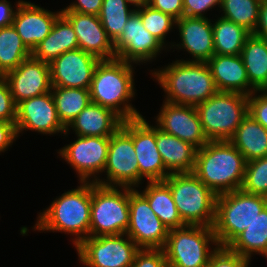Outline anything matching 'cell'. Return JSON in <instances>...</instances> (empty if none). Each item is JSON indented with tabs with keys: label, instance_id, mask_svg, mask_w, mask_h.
<instances>
[{
	"label": "cell",
	"instance_id": "4",
	"mask_svg": "<svg viewBox=\"0 0 267 267\" xmlns=\"http://www.w3.org/2000/svg\"><path fill=\"white\" fill-rule=\"evenodd\" d=\"M246 160L229 141H208L197 149L193 173L217 196L241 189Z\"/></svg>",
	"mask_w": 267,
	"mask_h": 267
},
{
	"label": "cell",
	"instance_id": "8",
	"mask_svg": "<svg viewBox=\"0 0 267 267\" xmlns=\"http://www.w3.org/2000/svg\"><path fill=\"white\" fill-rule=\"evenodd\" d=\"M195 107L209 141L230 140L248 114V96L218 91Z\"/></svg>",
	"mask_w": 267,
	"mask_h": 267
},
{
	"label": "cell",
	"instance_id": "41",
	"mask_svg": "<svg viewBox=\"0 0 267 267\" xmlns=\"http://www.w3.org/2000/svg\"><path fill=\"white\" fill-rule=\"evenodd\" d=\"M16 107L7 80L0 79V121L15 123Z\"/></svg>",
	"mask_w": 267,
	"mask_h": 267
},
{
	"label": "cell",
	"instance_id": "43",
	"mask_svg": "<svg viewBox=\"0 0 267 267\" xmlns=\"http://www.w3.org/2000/svg\"><path fill=\"white\" fill-rule=\"evenodd\" d=\"M149 6L170 15L175 20L184 16L183 0H150Z\"/></svg>",
	"mask_w": 267,
	"mask_h": 267
},
{
	"label": "cell",
	"instance_id": "5",
	"mask_svg": "<svg viewBox=\"0 0 267 267\" xmlns=\"http://www.w3.org/2000/svg\"><path fill=\"white\" fill-rule=\"evenodd\" d=\"M164 182L185 225L213 227L217 195L193 172L169 174Z\"/></svg>",
	"mask_w": 267,
	"mask_h": 267
},
{
	"label": "cell",
	"instance_id": "14",
	"mask_svg": "<svg viewBox=\"0 0 267 267\" xmlns=\"http://www.w3.org/2000/svg\"><path fill=\"white\" fill-rule=\"evenodd\" d=\"M114 48L116 59L138 66L151 64L160 54L169 53L168 49L145 29L136 11L129 17L123 34L114 43Z\"/></svg>",
	"mask_w": 267,
	"mask_h": 267
},
{
	"label": "cell",
	"instance_id": "42",
	"mask_svg": "<svg viewBox=\"0 0 267 267\" xmlns=\"http://www.w3.org/2000/svg\"><path fill=\"white\" fill-rule=\"evenodd\" d=\"M221 0H183L184 16L208 18L206 15L212 9H220Z\"/></svg>",
	"mask_w": 267,
	"mask_h": 267
},
{
	"label": "cell",
	"instance_id": "46",
	"mask_svg": "<svg viewBox=\"0 0 267 267\" xmlns=\"http://www.w3.org/2000/svg\"><path fill=\"white\" fill-rule=\"evenodd\" d=\"M23 0L11 3L9 0H0V28L13 25L17 8Z\"/></svg>",
	"mask_w": 267,
	"mask_h": 267
},
{
	"label": "cell",
	"instance_id": "12",
	"mask_svg": "<svg viewBox=\"0 0 267 267\" xmlns=\"http://www.w3.org/2000/svg\"><path fill=\"white\" fill-rule=\"evenodd\" d=\"M75 137L57 150V157L70 165L79 182H96L102 178L107 162L110 136Z\"/></svg>",
	"mask_w": 267,
	"mask_h": 267
},
{
	"label": "cell",
	"instance_id": "7",
	"mask_svg": "<svg viewBox=\"0 0 267 267\" xmlns=\"http://www.w3.org/2000/svg\"><path fill=\"white\" fill-rule=\"evenodd\" d=\"M218 246L213 227L185 225L169 230L163 250L168 267H206Z\"/></svg>",
	"mask_w": 267,
	"mask_h": 267
},
{
	"label": "cell",
	"instance_id": "1",
	"mask_svg": "<svg viewBox=\"0 0 267 267\" xmlns=\"http://www.w3.org/2000/svg\"><path fill=\"white\" fill-rule=\"evenodd\" d=\"M91 191L92 182H78L76 188L56 196L48 207L38 212L32 230L70 235L76 248L90 236Z\"/></svg>",
	"mask_w": 267,
	"mask_h": 267
},
{
	"label": "cell",
	"instance_id": "11",
	"mask_svg": "<svg viewBox=\"0 0 267 267\" xmlns=\"http://www.w3.org/2000/svg\"><path fill=\"white\" fill-rule=\"evenodd\" d=\"M74 249L83 267H131L140 250L127 234L89 236Z\"/></svg>",
	"mask_w": 267,
	"mask_h": 267
},
{
	"label": "cell",
	"instance_id": "13",
	"mask_svg": "<svg viewBox=\"0 0 267 267\" xmlns=\"http://www.w3.org/2000/svg\"><path fill=\"white\" fill-rule=\"evenodd\" d=\"M169 229L150 208L148 200L129 188V226L126 234L140 249H163Z\"/></svg>",
	"mask_w": 267,
	"mask_h": 267
},
{
	"label": "cell",
	"instance_id": "17",
	"mask_svg": "<svg viewBox=\"0 0 267 267\" xmlns=\"http://www.w3.org/2000/svg\"><path fill=\"white\" fill-rule=\"evenodd\" d=\"M175 29L178 32L177 43L173 41L168 51H185L191 58L177 59L183 61L207 62L214 55V39L212 19L185 17L176 20ZM179 41V42H178ZM172 49V50H171ZM176 49V50H175Z\"/></svg>",
	"mask_w": 267,
	"mask_h": 267
},
{
	"label": "cell",
	"instance_id": "37",
	"mask_svg": "<svg viewBox=\"0 0 267 267\" xmlns=\"http://www.w3.org/2000/svg\"><path fill=\"white\" fill-rule=\"evenodd\" d=\"M241 190L267 198V156L246 162Z\"/></svg>",
	"mask_w": 267,
	"mask_h": 267
},
{
	"label": "cell",
	"instance_id": "44",
	"mask_svg": "<svg viewBox=\"0 0 267 267\" xmlns=\"http://www.w3.org/2000/svg\"><path fill=\"white\" fill-rule=\"evenodd\" d=\"M103 0H75L65 6L61 11L79 12L82 14L99 15Z\"/></svg>",
	"mask_w": 267,
	"mask_h": 267
},
{
	"label": "cell",
	"instance_id": "40",
	"mask_svg": "<svg viewBox=\"0 0 267 267\" xmlns=\"http://www.w3.org/2000/svg\"><path fill=\"white\" fill-rule=\"evenodd\" d=\"M131 267H168L163 249H140Z\"/></svg>",
	"mask_w": 267,
	"mask_h": 267
},
{
	"label": "cell",
	"instance_id": "20",
	"mask_svg": "<svg viewBox=\"0 0 267 267\" xmlns=\"http://www.w3.org/2000/svg\"><path fill=\"white\" fill-rule=\"evenodd\" d=\"M13 100L17 105L23 100L51 91L49 63L32 56L22 61L5 75Z\"/></svg>",
	"mask_w": 267,
	"mask_h": 267
},
{
	"label": "cell",
	"instance_id": "25",
	"mask_svg": "<svg viewBox=\"0 0 267 267\" xmlns=\"http://www.w3.org/2000/svg\"><path fill=\"white\" fill-rule=\"evenodd\" d=\"M157 149L170 174L191 173L195 168L197 148L156 127Z\"/></svg>",
	"mask_w": 267,
	"mask_h": 267
},
{
	"label": "cell",
	"instance_id": "28",
	"mask_svg": "<svg viewBox=\"0 0 267 267\" xmlns=\"http://www.w3.org/2000/svg\"><path fill=\"white\" fill-rule=\"evenodd\" d=\"M240 55L250 85L256 91L267 90V40L251 33L247 37Z\"/></svg>",
	"mask_w": 267,
	"mask_h": 267
},
{
	"label": "cell",
	"instance_id": "39",
	"mask_svg": "<svg viewBox=\"0 0 267 267\" xmlns=\"http://www.w3.org/2000/svg\"><path fill=\"white\" fill-rule=\"evenodd\" d=\"M248 114L267 130V90L248 96Z\"/></svg>",
	"mask_w": 267,
	"mask_h": 267
},
{
	"label": "cell",
	"instance_id": "3",
	"mask_svg": "<svg viewBox=\"0 0 267 267\" xmlns=\"http://www.w3.org/2000/svg\"><path fill=\"white\" fill-rule=\"evenodd\" d=\"M153 69L149 73L163 90V101L197 106L218 92L206 62L176 58L172 63Z\"/></svg>",
	"mask_w": 267,
	"mask_h": 267
},
{
	"label": "cell",
	"instance_id": "23",
	"mask_svg": "<svg viewBox=\"0 0 267 267\" xmlns=\"http://www.w3.org/2000/svg\"><path fill=\"white\" fill-rule=\"evenodd\" d=\"M206 63L219 92H236L249 96L256 91L249 83L241 55L215 54Z\"/></svg>",
	"mask_w": 267,
	"mask_h": 267
},
{
	"label": "cell",
	"instance_id": "30",
	"mask_svg": "<svg viewBox=\"0 0 267 267\" xmlns=\"http://www.w3.org/2000/svg\"><path fill=\"white\" fill-rule=\"evenodd\" d=\"M228 247L250 261L267 252V206Z\"/></svg>",
	"mask_w": 267,
	"mask_h": 267
},
{
	"label": "cell",
	"instance_id": "2",
	"mask_svg": "<svg viewBox=\"0 0 267 267\" xmlns=\"http://www.w3.org/2000/svg\"><path fill=\"white\" fill-rule=\"evenodd\" d=\"M136 67L119 59L100 60L89 88L91 102L111 109L123 121L143 116L132 105L137 95L134 79Z\"/></svg>",
	"mask_w": 267,
	"mask_h": 267
},
{
	"label": "cell",
	"instance_id": "38",
	"mask_svg": "<svg viewBox=\"0 0 267 267\" xmlns=\"http://www.w3.org/2000/svg\"><path fill=\"white\" fill-rule=\"evenodd\" d=\"M251 262L229 247L218 246L206 267H250Z\"/></svg>",
	"mask_w": 267,
	"mask_h": 267
},
{
	"label": "cell",
	"instance_id": "19",
	"mask_svg": "<svg viewBox=\"0 0 267 267\" xmlns=\"http://www.w3.org/2000/svg\"><path fill=\"white\" fill-rule=\"evenodd\" d=\"M100 60L80 48L67 51L49 63L52 86L89 89Z\"/></svg>",
	"mask_w": 267,
	"mask_h": 267
},
{
	"label": "cell",
	"instance_id": "22",
	"mask_svg": "<svg viewBox=\"0 0 267 267\" xmlns=\"http://www.w3.org/2000/svg\"><path fill=\"white\" fill-rule=\"evenodd\" d=\"M61 9L53 12L30 1L23 0L16 10L13 26L22 42L32 52L51 32Z\"/></svg>",
	"mask_w": 267,
	"mask_h": 267
},
{
	"label": "cell",
	"instance_id": "9",
	"mask_svg": "<svg viewBox=\"0 0 267 267\" xmlns=\"http://www.w3.org/2000/svg\"><path fill=\"white\" fill-rule=\"evenodd\" d=\"M129 226V187L92 182L90 236L126 234Z\"/></svg>",
	"mask_w": 267,
	"mask_h": 267
},
{
	"label": "cell",
	"instance_id": "10",
	"mask_svg": "<svg viewBox=\"0 0 267 267\" xmlns=\"http://www.w3.org/2000/svg\"><path fill=\"white\" fill-rule=\"evenodd\" d=\"M105 174V175H104ZM103 178L96 183L104 186L139 187V166L133 144V119L122 122L110 136Z\"/></svg>",
	"mask_w": 267,
	"mask_h": 267
},
{
	"label": "cell",
	"instance_id": "26",
	"mask_svg": "<svg viewBox=\"0 0 267 267\" xmlns=\"http://www.w3.org/2000/svg\"><path fill=\"white\" fill-rule=\"evenodd\" d=\"M78 48L76 33L71 23L61 14L48 36L33 49L31 56L50 63L61 54Z\"/></svg>",
	"mask_w": 267,
	"mask_h": 267
},
{
	"label": "cell",
	"instance_id": "48",
	"mask_svg": "<svg viewBox=\"0 0 267 267\" xmlns=\"http://www.w3.org/2000/svg\"><path fill=\"white\" fill-rule=\"evenodd\" d=\"M127 3L132 6L135 10L148 6L150 4V0H126Z\"/></svg>",
	"mask_w": 267,
	"mask_h": 267
},
{
	"label": "cell",
	"instance_id": "18",
	"mask_svg": "<svg viewBox=\"0 0 267 267\" xmlns=\"http://www.w3.org/2000/svg\"><path fill=\"white\" fill-rule=\"evenodd\" d=\"M145 117L133 119V144L139 166V187L145 180L164 181L170 174L157 149L156 126Z\"/></svg>",
	"mask_w": 267,
	"mask_h": 267
},
{
	"label": "cell",
	"instance_id": "47",
	"mask_svg": "<svg viewBox=\"0 0 267 267\" xmlns=\"http://www.w3.org/2000/svg\"><path fill=\"white\" fill-rule=\"evenodd\" d=\"M254 34L267 40V0H261L259 20Z\"/></svg>",
	"mask_w": 267,
	"mask_h": 267
},
{
	"label": "cell",
	"instance_id": "36",
	"mask_svg": "<svg viewBox=\"0 0 267 267\" xmlns=\"http://www.w3.org/2000/svg\"><path fill=\"white\" fill-rule=\"evenodd\" d=\"M135 11L140 15L145 29L169 50L173 42L172 39L171 42L166 40V37L175 29L176 20L170 15L156 10L149 5L136 9Z\"/></svg>",
	"mask_w": 267,
	"mask_h": 267
},
{
	"label": "cell",
	"instance_id": "32",
	"mask_svg": "<svg viewBox=\"0 0 267 267\" xmlns=\"http://www.w3.org/2000/svg\"><path fill=\"white\" fill-rule=\"evenodd\" d=\"M51 93L58 118L65 128L91 102L89 89L52 86Z\"/></svg>",
	"mask_w": 267,
	"mask_h": 267
},
{
	"label": "cell",
	"instance_id": "50",
	"mask_svg": "<svg viewBox=\"0 0 267 267\" xmlns=\"http://www.w3.org/2000/svg\"><path fill=\"white\" fill-rule=\"evenodd\" d=\"M261 256H262V257H265V259L267 260V252L264 253V254H262Z\"/></svg>",
	"mask_w": 267,
	"mask_h": 267
},
{
	"label": "cell",
	"instance_id": "29",
	"mask_svg": "<svg viewBox=\"0 0 267 267\" xmlns=\"http://www.w3.org/2000/svg\"><path fill=\"white\" fill-rule=\"evenodd\" d=\"M141 190L136 188L149 202L161 222L170 230L185 226L173 200L170 187L164 181L146 182Z\"/></svg>",
	"mask_w": 267,
	"mask_h": 267
},
{
	"label": "cell",
	"instance_id": "31",
	"mask_svg": "<svg viewBox=\"0 0 267 267\" xmlns=\"http://www.w3.org/2000/svg\"><path fill=\"white\" fill-rule=\"evenodd\" d=\"M217 17V19H212L215 54L240 55L245 41L251 33L220 15Z\"/></svg>",
	"mask_w": 267,
	"mask_h": 267
},
{
	"label": "cell",
	"instance_id": "49",
	"mask_svg": "<svg viewBox=\"0 0 267 267\" xmlns=\"http://www.w3.org/2000/svg\"><path fill=\"white\" fill-rule=\"evenodd\" d=\"M5 78V74L0 70V79Z\"/></svg>",
	"mask_w": 267,
	"mask_h": 267
},
{
	"label": "cell",
	"instance_id": "16",
	"mask_svg": "<svg viewBox=\"0 0 267 267\" xmlns=\"http://www.w3.org/2000/svg\"><path fill=\"white\" fill-rule=\"evenodd\" d=\"M154 120L153 124L161 131L189 142L197 149L209 141L195 106L163 101Z\"/></svg>",
	"mask_w": 267,
	"mask_h": 267
},
{
	"label": "cell",
	"instance_id": "27",
	"mask_svg": "<svg viewBox=\"0 0 267 267\" xmlns=\"http://www.w3.org/2000/svg\"><path fill=\"white\" fill-rule=\"evenodd\" d=\"M229 141L247 162L267 156V130L249 114Z\"/></svg>",
	"mask_w": 267,
	"mask_h": 267
},
{
	"label": "cell",
	"instance_id": "15",
	"mask_svg": "<svg viewBox=\"0 0 267 267\" xmlns=\"http://www.w3.org/2000/svg\"><path fill=\"white\" fill-rule=\"evenodd\" d=\"M15 125L18 137L26 131L46 136L60 134L61 137L66 132L58 118L51 91L18 103Z\"/></svg>",
	"mask_w": 267,
	"mask_h": 267
},
{
	"label": "cell",
	"instance_id": "6",
	"mask_svg": "<svg viewBox=\"0 0 267 267\" xmlns=\"http://www.w3.org/2000/svg\"><path fill=\"white\" fill-rule=\"evenodd\" d=\"M266 206V197L241 189L218 195L213 230L219 246L228 247Z\"/></svg>",
	"mask_w": 267,
	"mask_h": 267
},
{
	"label": "cell",
	"instance_id": "24",
	"mask_svg": "<svg viewBox=\"0 0 267 267\" xmlns=\"http://www.w3.org/2000/svg\"><path fill=\"white\" fill-rule=\"evenodd\" d=\"M123 120L111 109L105 108L96 103L90 102L66 128L62 135L68 138V135L85 136H111L122 125Z\"/></svg>",
	"mask_w": 267,
	"mask_h": 267
},
{
	"label": "cell",
	"instance_id": "45",
	"mask_svg": "<svg viewBox=\"0 0 267 267\" xmlns=\"http://www.w3.org/2000/svg\"><path fill=\"white\" fill-rule=\"evenodd\" d=\"M19 138L15 123L0 121V155L8 151Z\"/></svg>",
	"mask_w": 267,
	"mask_h": 267
},
{
	"label": "cell",
	"instance_id": "34",
	"mask_svg": "<svg viewBox=\"0 0 267 267\" xmlns=\"http://www.w3.org/2000/svg\"><path fill=\"white\" fill-rule=\"evenodd\" d=\"M261 0H221V17L254 33L259 20Z\"/></svg>",
	"mask_w": 267,
	"mask_h": 267
},
{
	"label": "cell",
	"instance_id": "33",
	"mask_svg": "<svg viewBox=\"0 0 267 267\" xmlns=\"http://www.w3.org/2000/svg\"><path fill=\"white\" fill-rule=\"evenodd\" d=\"M29 57L31 51L22 42L15 27L0 28V70L6 75Z\"/></svg>",
	"mask_w": 267,
	"mask_h": 267
},
{
	"label": "cell",
	"instance_id": "21",
	"mask_svg": "<svg viewBox=\"0 0 267 267\" xmlns=\"http://www.w3.org/2000/svg\"><path fill=\"white\" fill-rule=\"evenodd\" d=\"M61 14L71 23L81 50L99 60L116 59L114 42L97 15L72 11H61Z\"/></svg>",
	"mask_w": 267,
	"mask_h": 267
},
{
	"label": "cell",
	"instance_id": "35",
	"mask_svg": "<svg viewBox=\"0 0 267 267\" xmlns=\"http://www.w3.org/2000/svg\"><path fill=\"white\" fill-rule=\"evenodd\" d=\"M135 9L126 0H103L98 15L107 35L115 43Z\"/></svg>",
	"mask_w": 267,
	"mask_h": 267
}]
</instances>
